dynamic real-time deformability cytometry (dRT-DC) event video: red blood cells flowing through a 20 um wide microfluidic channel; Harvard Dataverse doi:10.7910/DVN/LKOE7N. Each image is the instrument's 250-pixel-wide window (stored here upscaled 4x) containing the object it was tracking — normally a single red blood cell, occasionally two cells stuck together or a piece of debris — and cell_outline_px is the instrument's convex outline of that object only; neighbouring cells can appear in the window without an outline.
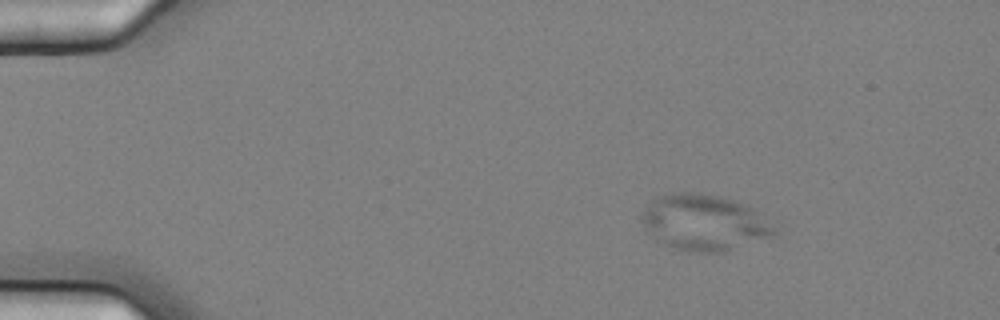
{"species": "common noctule bat (a hibernating species)", "species_latin": "Nyctalus noctula", "temperature_condition": "cold", "stored_images_in_passage": 5, "segment_of_instrument_passage": [1, 2], "camera_frame_rate_fps": 3000, "um_per_image_px": 0.085, "animal": {"sex": "female", "body_mass_g": 25.1}, "frame": {"image": 1, "passage_image": 2, "time_ms": 0.333, "image_size_px": [1000, 320], "cell_outline_px": [[776, 236], [724, 252], [688, 252], [676, 248], [644, 232], [640, 220], [644, 208], [656, 196], [680, 192], [700, 192], [720, 196], [748, 204], [776, 232]], "centroid_in_image_um": [59.81, 18.91], "position_along_channel_um": 25.2, "area_um2": 43.23}}